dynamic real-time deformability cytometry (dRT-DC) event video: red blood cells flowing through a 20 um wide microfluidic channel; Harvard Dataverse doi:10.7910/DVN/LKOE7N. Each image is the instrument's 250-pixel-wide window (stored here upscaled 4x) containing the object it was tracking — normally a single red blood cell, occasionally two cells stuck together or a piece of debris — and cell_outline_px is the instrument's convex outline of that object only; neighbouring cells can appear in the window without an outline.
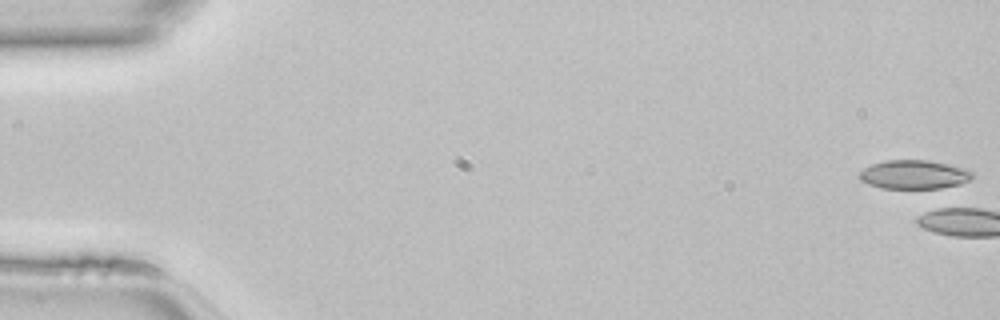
{"species": "common noctule bat (a hibernating species)", "species_latin": "Nyctalus noctula", "temperature_condition": "room temperature", "stored_images_in_passage": 3, "camera_frame_rate_fps": 3000, "um_per_image_px": 0.085, "animal": {"sex": "female", "body_mass_g": 22.7, "forearm_length_mm": 54.2}, "frame": {"image": 1, "passage_image": 1, "time_ms": 0.0, "image_size_px": [1000, 320], "cell_outline_px": [[976, 176], [960, 184], [940, 188], [880, 188], [868, 184], [860, 180], [860, 172], [864, 168], [872, 164], [884, 160], [928, 160], [968, 168]], "centroid_in_image_um": [77.72, 14.83], "position_along_channel_um": 7.3, "area_um2": 19.07}}